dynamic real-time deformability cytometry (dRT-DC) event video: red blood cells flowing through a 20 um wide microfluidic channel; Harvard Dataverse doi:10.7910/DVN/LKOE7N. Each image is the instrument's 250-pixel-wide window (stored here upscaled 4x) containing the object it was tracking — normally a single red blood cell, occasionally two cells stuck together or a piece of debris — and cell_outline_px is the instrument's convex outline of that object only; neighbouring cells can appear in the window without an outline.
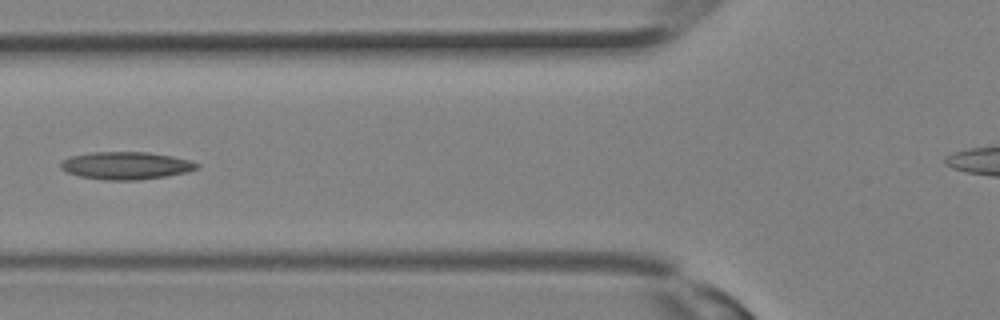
{"species": "Egyptian fruit bat (a non-hibernating species)", "species_latin": "Rousettus aegyptiacus", "temperature_condition": "room temperature", "stored_images_in_passage": 17, "camera_frame_rate_fps": 3000, "um_per_image_px": 0.085, "animal": {"sex": "female"}, "frame": {"image": 1, "passage_image": 12, "time_ms": 3.667, "image_size_px": [1000, 320], "cell_outline_px": [[200, 168], [188, 172], [164, 176], [136, 180], [108, 180], [80, 176], [68, 172], [60, 168], [60, 164], [64, 160], [72, 156], [92, 152], [148, 152], [172, 156], [188, 160], [200, 164]], "centroid_in_image_um": [10.75, 14.07], "position_along_channel_um": 115.1, "area_um2": 21.68}}
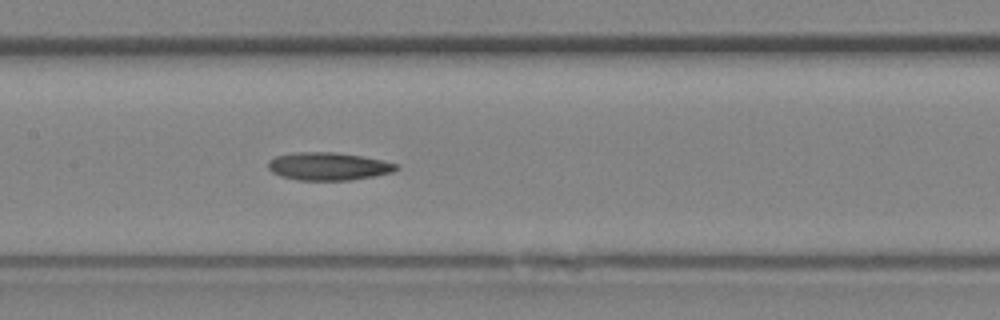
{"frame": {"image": 2, "passage_image": 15, "time_ms": 4.667, "image_size_px": [1000, 320], "cell_outline_px": [[400, 168], [392, 172], [372, 176], [348, 180], [296, 180], [280, 176], [272, 172], [268, 168], [268, 160], [276, 156], [292, 152], [336, 152], [384, 160], [396, 164]], "centroid_in_image_um": [27.87, 14.13], "position_along_channel_um": 179.5, "area_um2": 20.81}}